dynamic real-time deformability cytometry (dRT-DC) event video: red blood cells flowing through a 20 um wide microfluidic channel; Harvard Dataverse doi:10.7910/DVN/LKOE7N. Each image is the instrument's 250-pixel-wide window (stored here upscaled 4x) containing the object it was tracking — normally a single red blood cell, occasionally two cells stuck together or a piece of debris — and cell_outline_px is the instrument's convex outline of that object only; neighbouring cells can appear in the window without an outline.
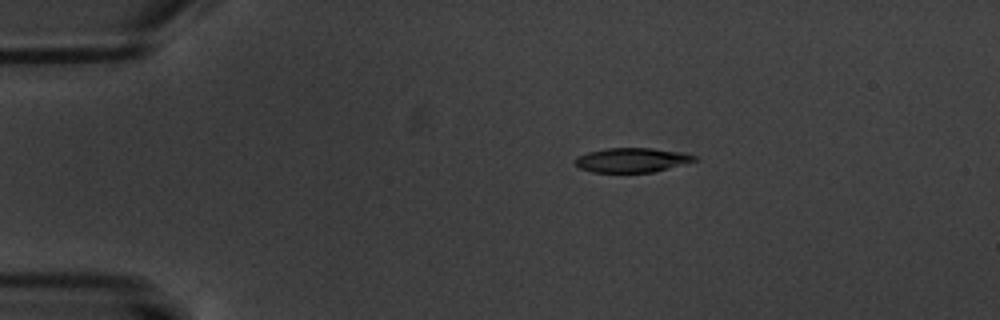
{"species": "common noctule bat (a hibernating species)", "species_latin": "Nyctalus noctula", "temperature_condition": "warm", "stored_images_in_passage": 6, "camera_frame_rate_fps": 3000, "um_per_image_px": 0.085, "animal": {"sex": "male", "body_mass_g": 20.1, "forearm_length_mm": 53.5}, "frame": {"image": 1, "passage_image": 4, "time_ms": 3.333, "image_size_px": [1000, 320], "cell_outline_px": [[700, 160], [652, 172], [592, 172], [580, 168], [572, 160], [576, 156], [588, 152], [608, 148], [652, 148], [688, 152], [700, 156]], "centroid_in_image_um": [53.79, 13.59], "position_along_channel_um": 31.2, "area_um2": 17.34}}